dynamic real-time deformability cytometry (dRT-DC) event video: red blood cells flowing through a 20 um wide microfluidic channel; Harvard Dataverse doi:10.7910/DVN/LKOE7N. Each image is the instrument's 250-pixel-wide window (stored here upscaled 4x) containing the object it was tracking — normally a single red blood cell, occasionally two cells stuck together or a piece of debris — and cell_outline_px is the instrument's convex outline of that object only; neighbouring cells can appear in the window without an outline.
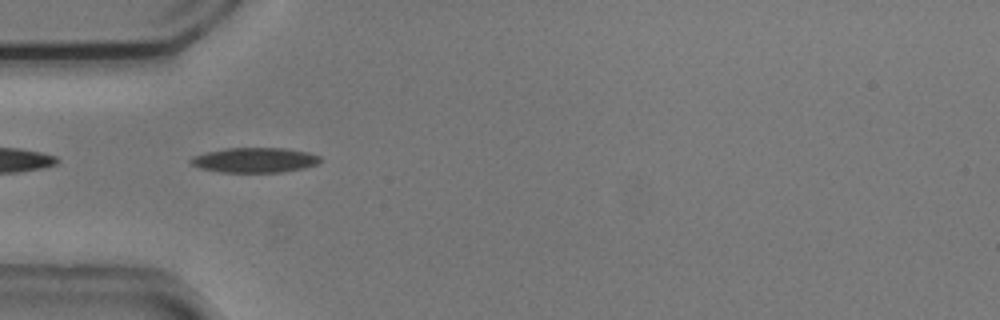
{"species": "common noctule bat (a hibernating species)", "species_latin": "Nyctalus noctula", "temperature_condition": "cold", "stored_images_in_passage": 38, "camera_frame_rate_fps": 3000, "um_per_image_px": 0.085, "animal": {"sex": "male", "body_mass_g": 20.5, "forearm_length_mm": 52.5}, "frame": {"image": 1, "passage_image": 1, "time_ms": 0.0, "image_size_px": [1000, 320], "cell_outline_px": [[320, 160], [316, 164], [304, 168], [280, 172], [220, 172], [200, 168], [192, 164], [188, 160], [192, 156], [204, 152], [228, 148], [284, 148], [308, 152], [320, 156]], "centroid_in_image_um": [21.61, 13.6], "position_along_channel_um": 63.4, "area_um2": 18.79}}
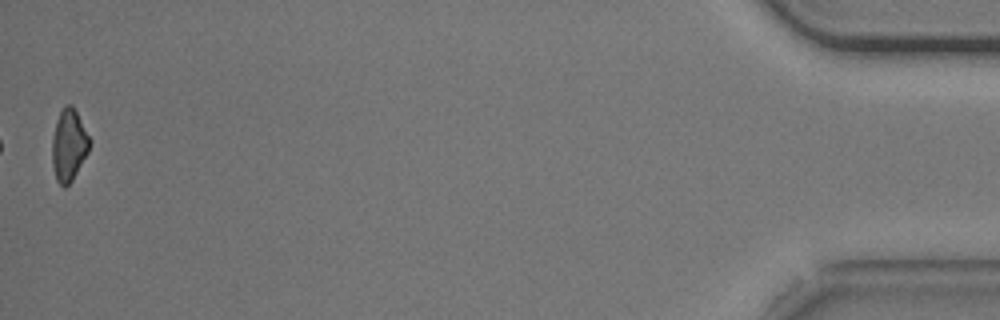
{"frame": {"image": 2, "passage_image": 38, "time_ms": 12.333, "image_size_px": [1000, 320], "cell_outline_px": [[92, 140], [88, 152], [72, 180], [64, 188], [56, 180], [52, 164], [52, 140], [56, 120], [64, 104], [72, 104]], "centroid_in_image_um": [5.85, 12.31], "position_along_channel_um": 429.3, "area_um2": 15.78}, "authors_computed_cell_mechanics": {"area_um2": 17.3689, "velocity_mm_per_s": 3.7398, "shape_relaxation_time_tau1_ms": 2.832, "shape_relaxation_time_tau2_ms": 11.2953, "deformation_change_tau1": 0.094, "deformation_change_tau2": 0.2461}}